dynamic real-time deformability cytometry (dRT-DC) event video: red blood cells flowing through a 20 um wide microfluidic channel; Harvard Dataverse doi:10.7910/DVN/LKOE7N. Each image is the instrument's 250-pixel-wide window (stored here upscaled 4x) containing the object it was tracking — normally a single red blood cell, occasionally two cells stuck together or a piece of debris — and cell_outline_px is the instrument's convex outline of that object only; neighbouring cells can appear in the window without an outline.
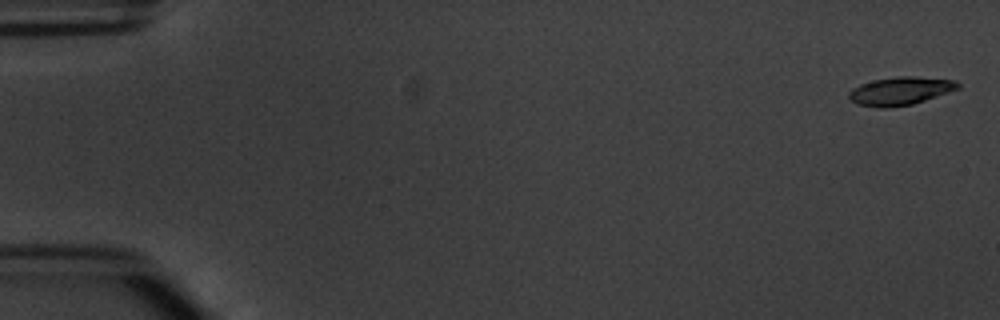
{"species": "common noctule bat (a hibernating species)", "species_latin": "Nyctalus noctula", "temperature_condition": "warm", "stored_images_in_passage": 5, "camera_frame_rate_fps": 3000, "um_per_image_px": 0.085, "animal": {"sex": "male", "body_mass_g": 20.1, "forearm_length_mm": 53.5}, "frame": {"image": 1, "passage_image": 1, "time_ms": 0.0, "image_size_px": [1000, 320], "cell_outline_px": [[960, 88], [912, 104], [888, 108], [880, 108], [856, 104], [848, 96], [848, 92], [852, 88], [860, 84], [872, 80], [896, 76], [912, 76], [956, 80], [960, 84]], "centroid_in_image_um": [76.5, 7.72], "position_along_channel_um": 8.5, "area_um2": 17.92}}
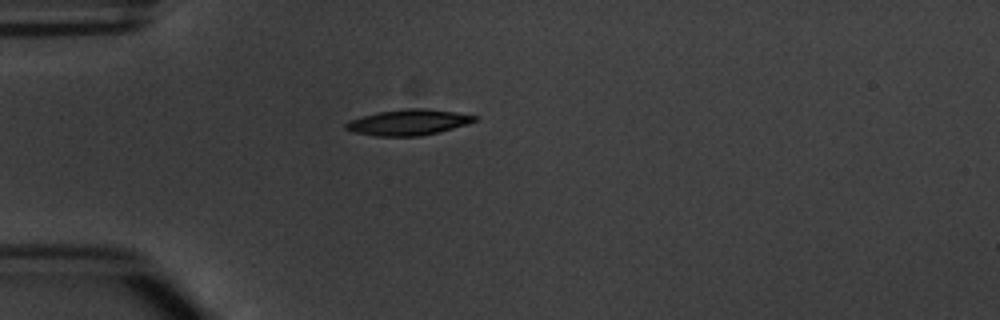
{"frame": {"image": 2, "passage_image": 5, "time_ms": 4.667, "image_size_px": [1000, 320], "cell_outline_px": [[480, 120], [468, 124], [440, 132], [420, 136], [376, 136], [352, 132], [344, 128], [344, 124], [348, 120], [380, 112], [408, 108], [428, 108], [456, 112], [480, 116]], "centroid_in_image_um": [34.77, 10.4], "position_along_channel_um": 50.2, "area_um2": 19.59}}